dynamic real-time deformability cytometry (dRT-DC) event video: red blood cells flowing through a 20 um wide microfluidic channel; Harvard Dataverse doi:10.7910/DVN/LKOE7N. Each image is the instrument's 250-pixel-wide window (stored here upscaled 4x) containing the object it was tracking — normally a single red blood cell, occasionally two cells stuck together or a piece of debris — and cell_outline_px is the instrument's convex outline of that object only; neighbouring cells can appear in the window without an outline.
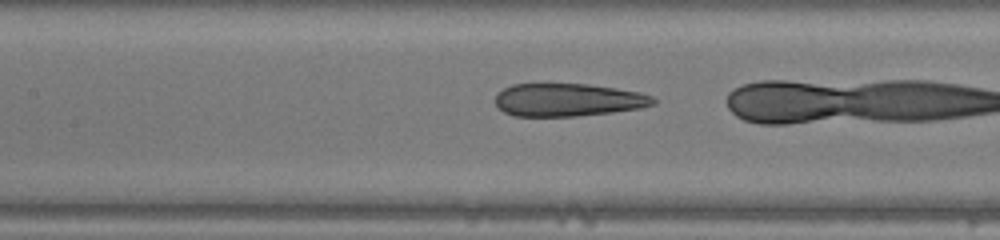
{"species": "human", "species_latin": "Homo sapiens", "temperature_condition": "warm", "stored_images_in_passage": 19, "camera_frame_rate_fps": 3000, "um_per_image_px": 0.085, "donor": {"sex": "male"}, "frame": {"image": 1, "passage_image": 17, "time_ms": 5.333, "image_size_px": [1000, 240], "cell_outline_px": [[656, 104], [640, 108], [612, 112], [576, 116], [512, 116], [504, 112], [496, 104], [496, 92], [512, 84], [588, 84], [616, 88], [640, 92], [652, 96], [656, 100]], "centroid_in_image_um": [48.28, 8.49], "position_along_channel_um": 159.1, "area_um2": 30.35}}